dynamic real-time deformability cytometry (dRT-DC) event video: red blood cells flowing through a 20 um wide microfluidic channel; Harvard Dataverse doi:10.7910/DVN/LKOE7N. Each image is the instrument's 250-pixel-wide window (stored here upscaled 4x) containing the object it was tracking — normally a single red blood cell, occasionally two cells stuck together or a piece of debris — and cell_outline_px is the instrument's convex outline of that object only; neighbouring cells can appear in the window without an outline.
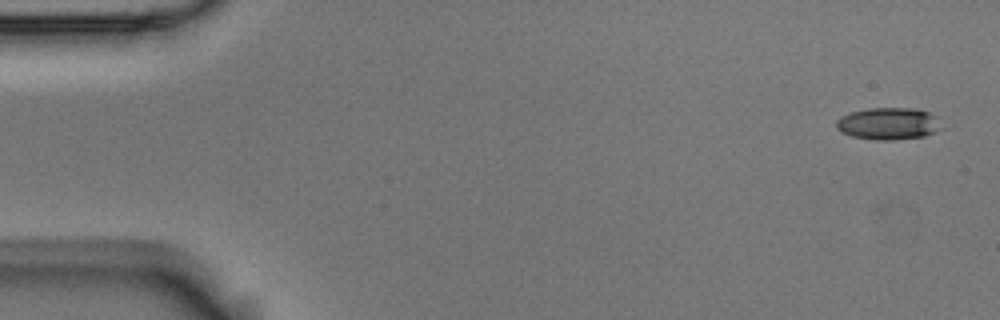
{"species": "Egyptian fruit bat (a non-hibernating species)", "species_latin": "Rousettus aegyptiacus", "temperature_condition": "room temperature", "stored_images_in_passage": 5, "camera_frame_rate_fps": 3000, "um_per_image_px": 0.085, "animal": {"sex": "male"}, "frame": {"image": 1, "passage_image": 1, "time_ms": 0.0, "image_size_px": [1000, 320], "cell_outline_px": [[948, 128], [924, 136], [892, 140], [876, 140], [852, 136], [840, 132], [836, 128], [836, 120], [840, 116], [852, 112], [868, 108], [916, 108], [928, 112]], "centroid_in_image_um": [75.55, 10.51], "position_along_channel_um": 9.5, "area_um2": 19.94}}